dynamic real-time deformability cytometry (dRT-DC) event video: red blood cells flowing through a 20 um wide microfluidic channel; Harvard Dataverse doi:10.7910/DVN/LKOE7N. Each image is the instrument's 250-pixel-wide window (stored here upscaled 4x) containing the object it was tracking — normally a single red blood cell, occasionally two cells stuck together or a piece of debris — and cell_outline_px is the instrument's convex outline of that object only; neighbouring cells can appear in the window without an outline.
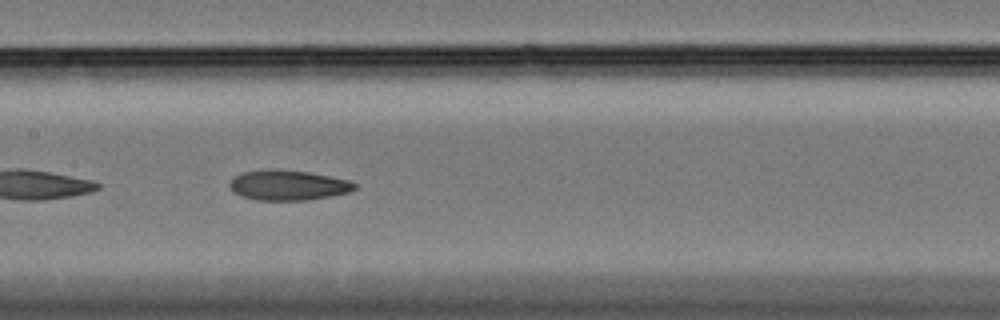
{"species": "Egyptian fruit bat (a non-hibernating species)", "species_latin": "Rousettus aegyptiacus", "temperature_condition": "cold", "stored_images_in_passage": 14, "camera_frame_rate_fps": 3000, "um_per_image_px": 0.085, "animal": {"sex": "female"}, "frame": {"image": 1, "passage_image": 12, "time_ms": 3.667, "image_size_px": [1000, 320], "cell_outline_px": [[356, 188], [348, 192], [332, 196], [308, 200], [256, 200], [240, 196], [232, 192], [228, 184], [236, 176], [244, 172], [268, 168], [272, 168], [308, 172], [348, 180], [356, 184]], "centroid_in_image_um": [24.45, 15.74], "position_along_channel_um": 182.9, "area_um2": 22.02}}